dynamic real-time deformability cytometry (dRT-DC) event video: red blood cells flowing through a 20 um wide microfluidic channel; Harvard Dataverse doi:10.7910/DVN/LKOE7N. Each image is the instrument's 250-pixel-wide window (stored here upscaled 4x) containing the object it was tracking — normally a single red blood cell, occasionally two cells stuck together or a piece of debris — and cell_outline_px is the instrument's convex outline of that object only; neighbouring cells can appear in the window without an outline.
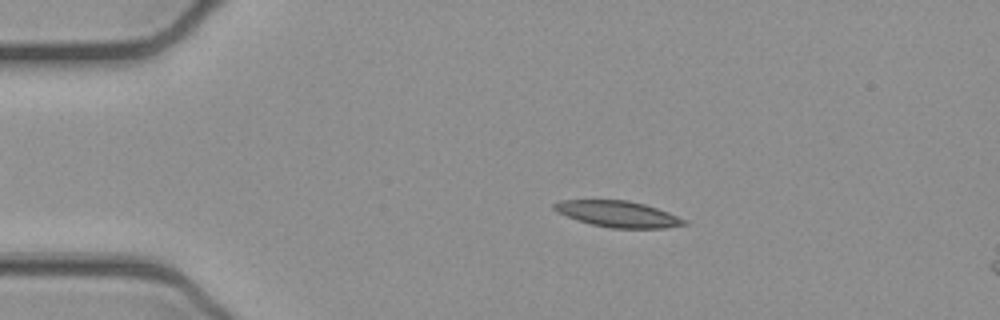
{"species": "common noctule bat (a hibernating species)", "species_latin": "Nyctalus noctula", "temperature_condition": "cold", "stored_images_in_passage": 15, "camera_frame_rate_fps": 3000, "um_per_image_px": 0.085, "animal": {"sex": "female", "body_mass_g": 21.9}, "frame": {"image": 1, "passage_image": 9, "time_ms": 2.667, "image_size_px": [1000, 320], "cell_outline_px": [[688, 224], [664, 228], [612, 228], [592, 224], [556, 212], [552, 208], [552, 204], [560, 200], [628, 200], [644, 204], [668, 212], [688, 220]], "centroid_in_image_um": [52.54, 18.18], "position_along_channel_um": 32.5, "area_um2": 19.71}}